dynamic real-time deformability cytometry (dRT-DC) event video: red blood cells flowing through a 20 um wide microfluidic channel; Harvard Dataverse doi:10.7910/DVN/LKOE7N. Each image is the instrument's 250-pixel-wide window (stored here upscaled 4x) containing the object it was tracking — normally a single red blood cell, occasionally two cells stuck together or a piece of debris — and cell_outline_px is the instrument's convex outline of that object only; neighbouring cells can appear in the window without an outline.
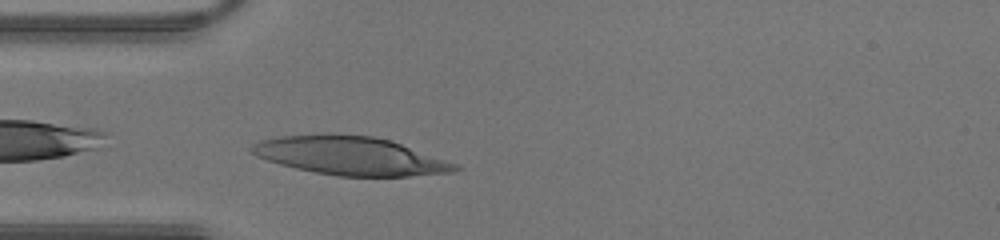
{"species": "human", "species_latin": "Homo sapiens", "temperature_condition": "warm", "stored_images_in_passage": 24, "camera_frame_rate_fps": 3000, "um_per_image_px": 0.085, "donor": {"sex": "male"}, "frame": {"image": 1, "passage_image": 2, "time_ms": 0.333, "image_size_px": [1000, 240], "cell_outline_px": [[464, 168], [452, 172], [408, 176], [340, 176], [316, 172], [296, 168], [280, 164], [256, 156], [248, 152], [248, 148], [252, 144], [260, 140], [280, 136], [328, 132], [372, 136], [388, 140], [460, 164]], "centroid_in_image_um": [29.74, 13.22], "position_along_channel_um": 55.3, "area_um2": 45.84}}
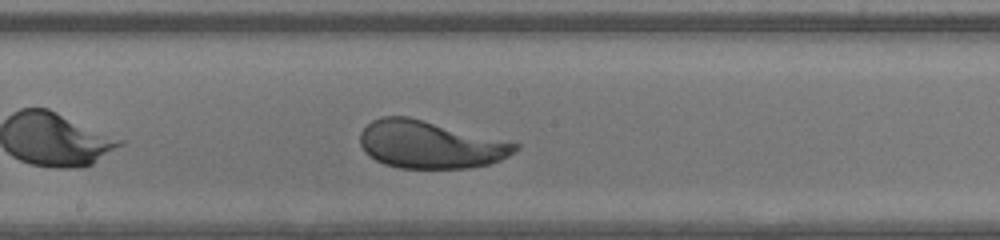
{"frame": {"image": 2, "passage_image": 12, "time_ms": 3.667, "image_size_px": [1000, 240], "cell_outline_px": [[520, 148], [508, 156], [500, 160], [488, 164], [468, 168], [400, 168], [384, 164], [368, 156], [364, 152], [360, 144], [360, 132], [372, 120], [380, 116], [408, 116], [520, 144]], "centroid_in_image_um": [36.52, 12.29], "position_along_channel_um": 211.7, "area_um2": 42.89}}
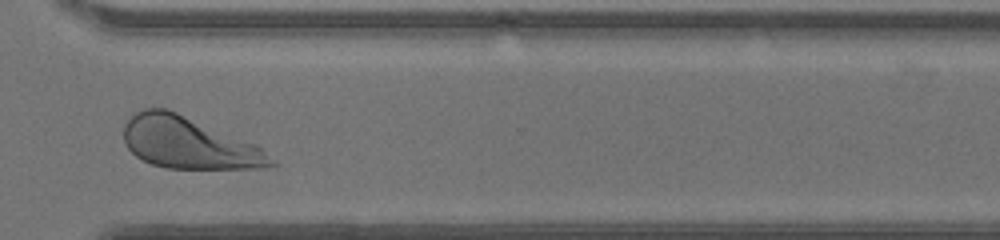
{"frame": {"image": 3, "passage_image": 21, "time_ms": 6.667, "image_size_px": [1000, 240], "cell_outline_px": [[280, 164], [256, 168], [168, 168], [152, 164], [136, 156], [124, 144], [124, 124], [136, 112], [144, 108], [168, 108], [256, 144], [276, 160]], "centroid_in_image_um": [16.04, 12.14], "position_along_channel_um": 354.6, "area_um2": 44.22}}